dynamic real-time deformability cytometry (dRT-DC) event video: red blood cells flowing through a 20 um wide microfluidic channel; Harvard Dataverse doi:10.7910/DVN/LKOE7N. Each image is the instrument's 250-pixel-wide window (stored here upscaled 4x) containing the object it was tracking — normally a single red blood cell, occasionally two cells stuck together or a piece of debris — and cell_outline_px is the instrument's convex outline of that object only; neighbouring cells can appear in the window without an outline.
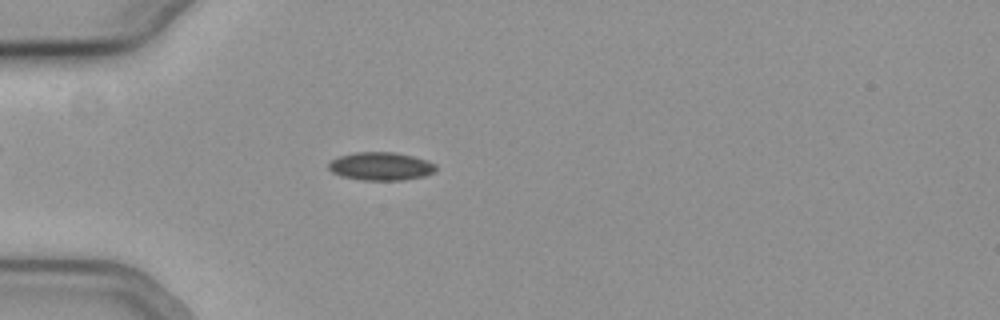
{"species": "common noctule bat (a hibernating species)", "species_latin": "Nyctalus noctula", "temperature_condition": "cold", "stored_images_in_passage": 55, "camera_frame_rate_fps": 3000, "um_per_image_px": 0.085, "animal": {"sex": "female", "body_mass_g": 19.3, "forearm_length_mm": 54.1}, "frame": {"image": 1, "passage_image": 16, "time_ms": 5.0, "image_size_px": [1000, 320], "cell_outline_px": [[436, 172], [424, 176], [400, 180], [364, 180], [340, 176], [332, 172], [328, 168], [328, 164], [332, 160], [340, 156], [356, 152], [392, 152], [412, 156], [428, 160], [436, 164]], "centroid_in_image_um": [32.39, 14.13], "position_along_channel_um": 52.6, "area_um2": 17.57}}
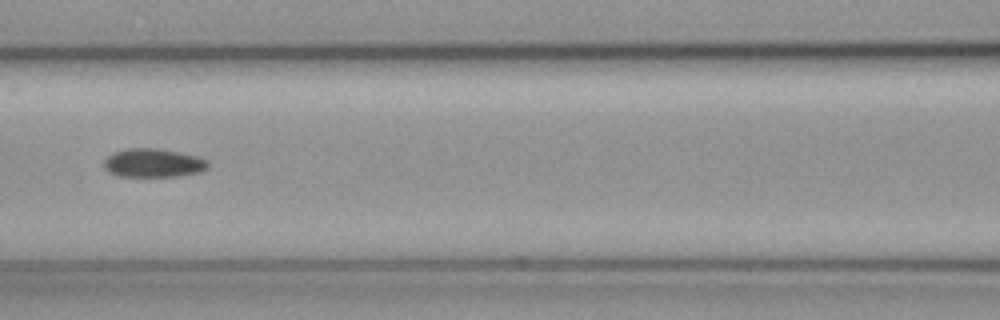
{"frame": {"image": 2, "passage_image": 25, "time_ms": 8.0, "image_size_px": [1000, 320], "cell_outline_px": [[208, 168], [200, 172], [176, 176], [116, 176], [108, 172], [104, 168], [104, 160], [108, 156], [116, 152], [128, 148], [152, 148], [180, 152], [196, 156], [208, 160]], "centroid_in_image_um": [13.02, 13.86], "position_along_channel_um": 153.6, "area_um2": 17.28}}
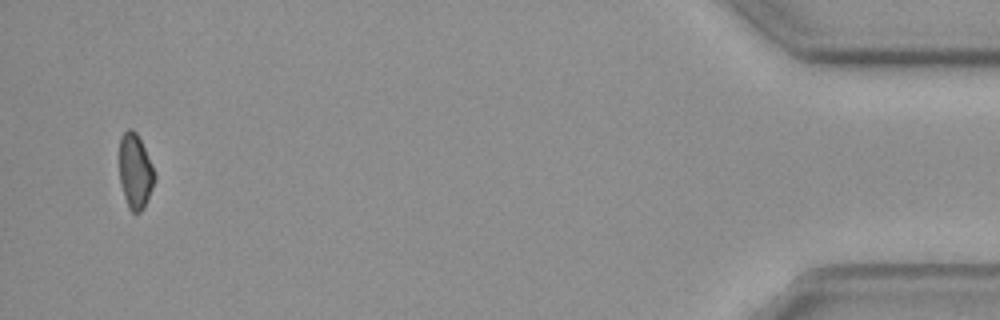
{"frame": {"image": 3, "passage_image": 53, "time_ms": 17.333, "image_size_px": [1000, 320], "cell_outline_px": [[156, 180], [144, 208], [140, 212], [132, 212], [128, 208], [120, 184], [120, 136], [128, 128], [132, 128], [136, 132], [152, 164], [156, 176]], "centroid_in_image_um": [11.5, 14.57], "position_along_channel_um": 423.7, "area_um2": 15.43}}